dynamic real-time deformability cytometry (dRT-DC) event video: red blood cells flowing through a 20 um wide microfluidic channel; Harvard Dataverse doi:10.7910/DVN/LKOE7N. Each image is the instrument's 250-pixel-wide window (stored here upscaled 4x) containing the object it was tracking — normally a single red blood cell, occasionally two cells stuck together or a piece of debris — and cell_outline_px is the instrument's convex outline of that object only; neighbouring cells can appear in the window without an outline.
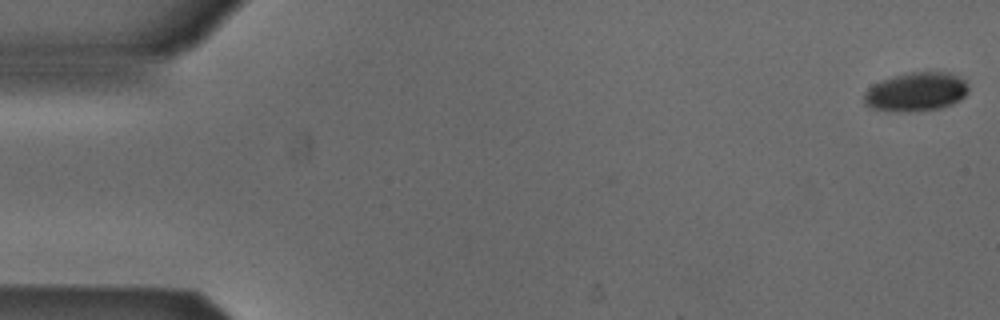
{"species": "Egyptian fruit bat (a non-hibernating species)", "species_latin": "Rousettus aegyptiacus", "temperature_condition": "cold", "stored_images_in_passage": 53, "camera_frame_rate_fps": 3000, "um_per_image_px": 0.085, "animal": {"sex": "male"}, "frame": {"image": 1, "passage_image": 1, "time_ms": 0.0, "image_size_px": [1000, 320], "cell_outline_px": [[968, 92], [960, 100], [952, 104], [940, 108], [912, 112], [896, 112], [868, 108], [864, 104], [864, 92], [872, 84], [880, 80], [892, 76], [912, 72], [948, 72], [964, 80], [968, 84]], "centroid_in_image_um": [77.82, 7.82], "position_along_channel_um": 7.2, "area_um2": 23.99}}
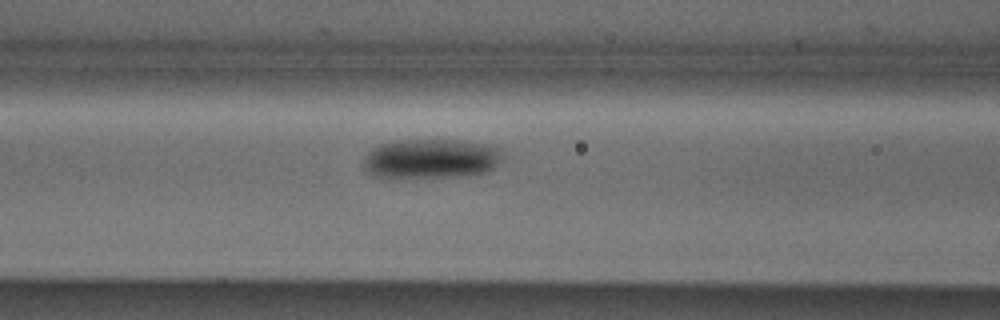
{"frame": {"image": 2, "passage_image": 22, "time_ms": 7.0, "image_size_px": [1000, 320], "cell_outline_px": [[500, 164], [488, 172], [452, 176], [376, 176], [368, 172], [364, 168], [364, 156], [368, 152], [380, 144], [400, 140], [460, 140], [484, 144], [496, 148], [500, 152]], "centroid_in_image_um": [36.63, 13.47], "position_along_channel_um": 130.0, "area_um2": 31.33}}
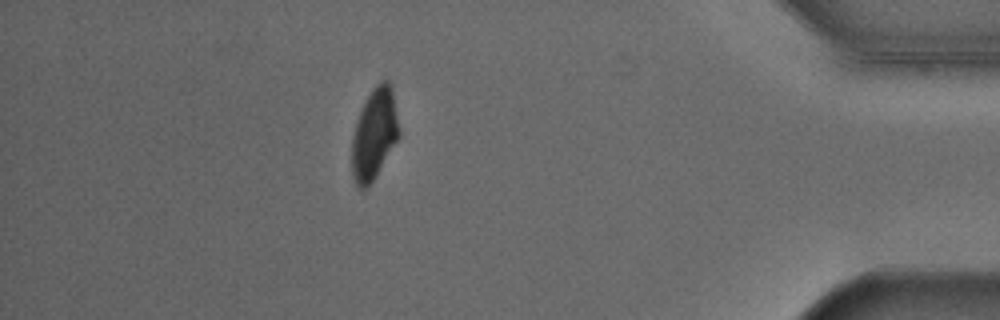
{"frame": {"image": 3, "passage_image": 47, "time_ms": 15.333, "image_size_px": [1000, 320], "cell_outline_px": [[400, 136], [372, 180], [364, 188], [360, 188], [356, 184], [352, 176], [352, 136], [364, 100], [372, 88], [380, 80], [388, 80], [392, 84], [400, 132]], "centroid_in_image_um": [31.83, 11.31], "position_along_channel_um": 403.4, "area_um2": 24.85}, "authors_computed_cell_mechanics": {"area_um2": 27.8018, "velocity_mm_per_s": 3.8644, "shape_relaxation_time_tau1_ms": 2.4705, "shape_relaxation_time_tau2_ms": null, "deformation_change_tau1": 0.1191, "deformation_change_tau2": null}}